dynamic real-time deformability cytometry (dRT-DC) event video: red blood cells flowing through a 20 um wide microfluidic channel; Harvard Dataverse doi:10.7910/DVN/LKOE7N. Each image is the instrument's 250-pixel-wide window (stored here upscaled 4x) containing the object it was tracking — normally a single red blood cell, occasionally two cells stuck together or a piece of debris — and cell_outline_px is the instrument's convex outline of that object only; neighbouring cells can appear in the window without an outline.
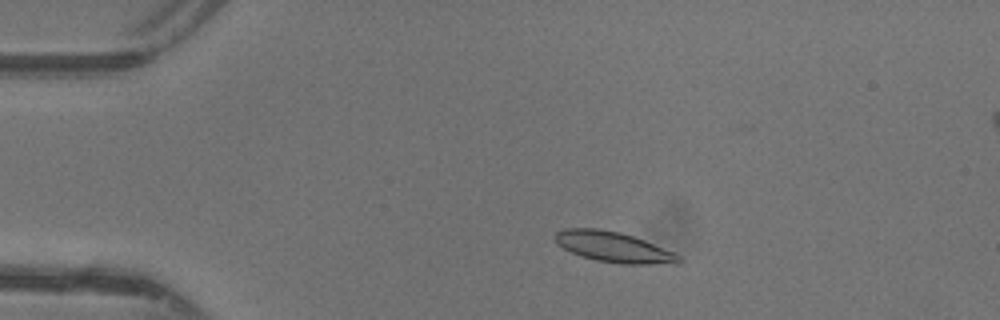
{"species": "common noctule bat (a hibernating species)", "species_latin": "Nyctalus noctula", "temperature_condition": "warm", "stored_images_in_passage": 45, "camera_frame_rate_fps": 3000, "um_per_image_px": 0.085, "animal": {"sex": "female"}, "frame": {"image": 1, "passage_image": 7, "time_ms": 2.0, "image_size_px": [1000, 320], "cell_outline_px": [[684, 260], [680, 264], [620, 264], [596, 260], [580, 256], [556, 244], [552, 236], [556, 232], [564, 228], [596, 228], [620, 232], [644, 240], [672, 252], [680, 256]], "centroid_in_image_um": [52.13, 21.0], "position_along_channel_um": 32.9, "area_um2": 22.08}}
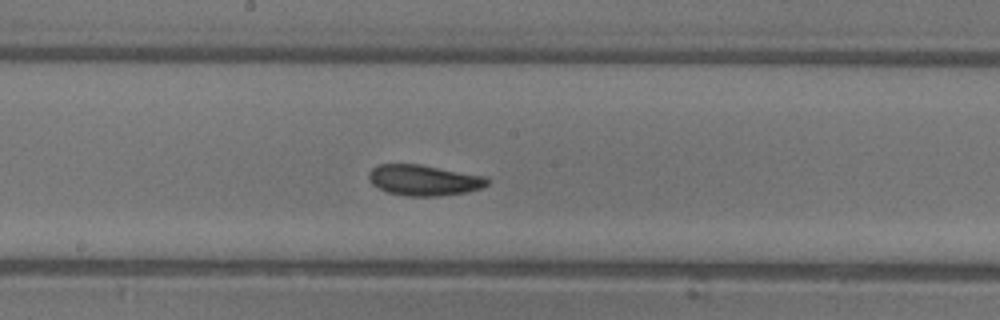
{"frame": {"image": 2, "passage_image": 23, "time_ms": 7.333, "image_size_px": [1000, 320], "cell_outline_px": [[488, 184], [480, 188], [468, 192], [440, 196], [404, 196], [388, 192], [372, 184], [368, 180], [368, 172], [372, 168], [380, 164], [420, 164], [488, 176]], "centroid_in_image_um": [36.04, 15.31], "position_along_channel_um": 212.2, "area_um2": 21.44}}
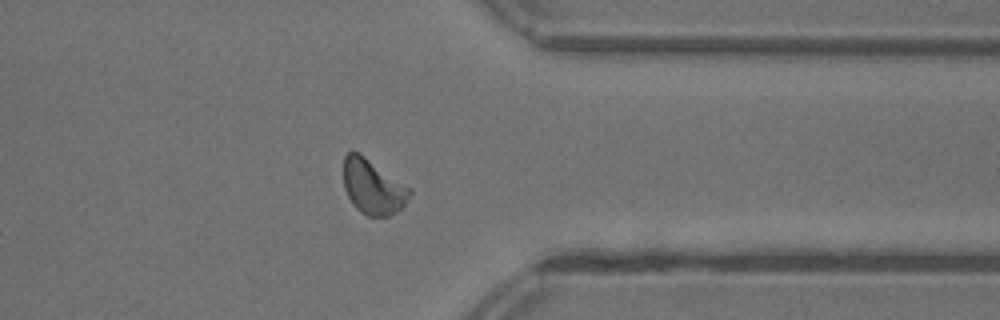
{"frame": {"image": 3, "passage_image": 35, "time_ms": 11.333, "image_size_px": [1000, 320], "cell_outline_px": [[412, 196], [396, 212], [388, 216], [368, 216], [360, 212], [352, 204], [344, 188], [344, 156], [352, 148], [360, 152], [412, 188]], "centroid_in_image_um": [31.7, 15.84], "position_along_channel_um": 379.7, "area_um2": 21.56}, "authors_computed_cell_mechanics": {"area_um2": 20.808, "velocity_mm_per_s": 4.3617, "shape_relaxation_time_tau1_ms": 2.7118, "shape_relaxation_time_tau2_ms": 1.9863, "deformation_change_tau1": 0.1197, "deformation_change_tau2": 0.0806}}